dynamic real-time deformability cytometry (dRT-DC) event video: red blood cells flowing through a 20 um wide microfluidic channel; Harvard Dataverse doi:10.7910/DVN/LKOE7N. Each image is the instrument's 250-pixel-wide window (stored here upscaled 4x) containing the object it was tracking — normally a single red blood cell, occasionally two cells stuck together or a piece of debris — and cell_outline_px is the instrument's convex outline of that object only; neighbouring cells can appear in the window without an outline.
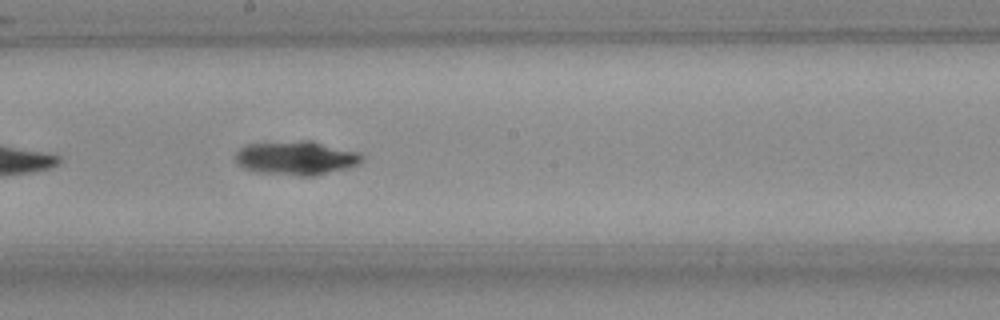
{"species": "Egyptian fruit bat (a non-hibernating species)", "species_latin": "Rousettus aegyptiacus", "temperature_condition": "room temperature", "stored_images_in_passage": 25, "camera_frame_rate_fps": 3000, "um_per_image_px": 0.085, "frame": {"image": 1, "passage_image": 15, "time_ms": 4.667, "image_size_px": [1000, 320], "cell_outline_px": [[364, 160], [360, 164], [348, 168], [308, 176], [300, 176], [256, 172], [244, 168], [236, 164], [236, 152], [240, 148], [248, 144], [316, 144], [360, 152], [364, 156]], "centroid_in_image_um": [25.17, 13.5], "position_along_channel_um": 223.0, "area_um2": 23.58}}
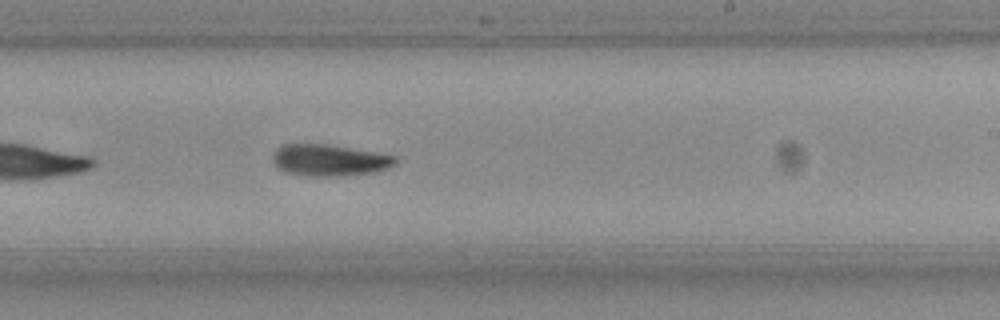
{"frame": {"image": 2, "passage_image": 18, "time_ms": 5.667, "image_size_px": [1000, 320], "cell_outline_px": [[400, 160], [396, 164], [388, 168], [376, 172], [340, 176], [308, 176], [284, 172], [276, 168], [272, 160], [272, 156], [276, 148], [284, 144], [328, 144], [396, 156]], "centroid_in_image_um": [27.99, 13.62], "position_along_channel_um": 261.0, "area_um2": 22.83}}